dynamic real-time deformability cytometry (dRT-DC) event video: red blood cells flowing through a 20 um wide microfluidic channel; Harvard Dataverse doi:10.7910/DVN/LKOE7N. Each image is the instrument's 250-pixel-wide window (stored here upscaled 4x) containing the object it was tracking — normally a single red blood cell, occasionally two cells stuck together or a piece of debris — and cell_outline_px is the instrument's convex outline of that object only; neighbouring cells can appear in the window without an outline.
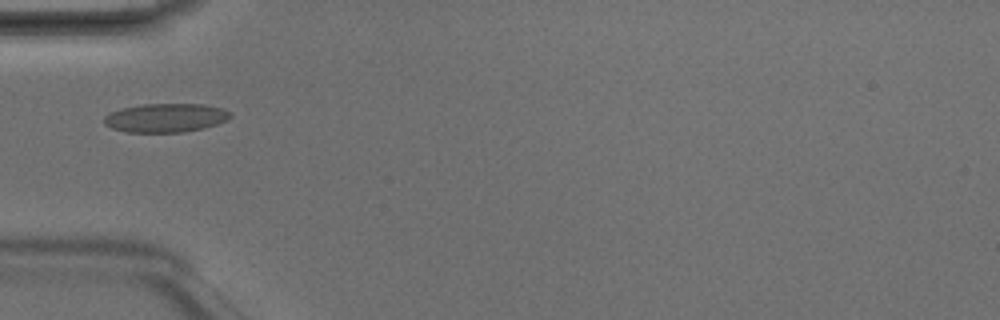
{"species": "Egyptian fruit bat (a non-hibernating species)", "species_latin": "Rousettus aegyptiacus", "temperature_condition": "room temperature", "stored_images_in_passage": 3, "camera_frame_rate_fps": 3000, "um_per_image_px": 0.085, "animal": {"sex": "male"}, "frame": {"image": 1, "passage_image": 3, "time_ms": 0.667, "image_size_px": [1000, 320], "cell_outline_px": [[232, 116], [228, 120], [204, 128], [184, 132], [124, 132], [112, 128], [104, 124], [104, 116], [108, 112], [124, 108], [144, 104], [204, 104], [220, 108], [232, 112]], "centroid_in_image_um": [14.08, 10.02], "position_along_channel_um": 70.9, "area_um2": 21.27}}